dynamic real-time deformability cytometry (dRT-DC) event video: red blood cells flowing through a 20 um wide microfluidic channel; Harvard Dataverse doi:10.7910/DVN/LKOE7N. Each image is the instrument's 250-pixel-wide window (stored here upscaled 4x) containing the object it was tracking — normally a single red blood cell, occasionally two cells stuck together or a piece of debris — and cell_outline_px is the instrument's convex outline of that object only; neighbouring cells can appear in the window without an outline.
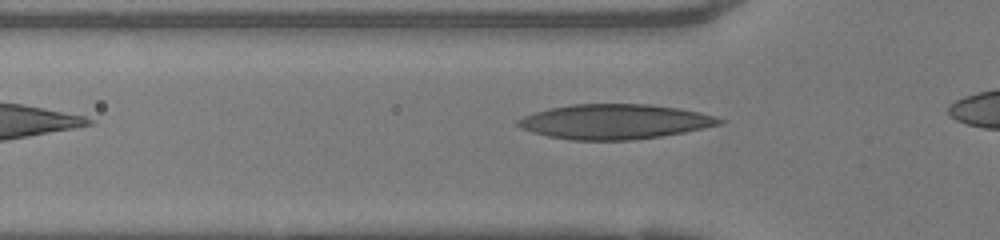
{"species": "human", "species_latin": "Homo sapiens", "temperature_condition": "warm", "stored_images_in_passage": 26, "camera_frame_rate_fps": 3000, "um_per_image_px": 0.085, "donor": {"sex": "female"}, "frame": {"image": 1, "passage_image": 2, "time_ms": 0.333, "image_size_px": [1000, 240], "cell_outline_px": [[728, 120], [724, 124], [684, 132], [660, 136], [632, 140], [572, 140], [548, 136], [532, 132], [520, 128], [516, 124], [516, 120], [524, 116], [548, 108], [572, 104], [648, 104], [676, 108], [700, 112], [716, 116]], "centroid_in_image_um": [52.27, 10.34], "position_along_channel_um": 73.5, "area_um2": 41.04}}
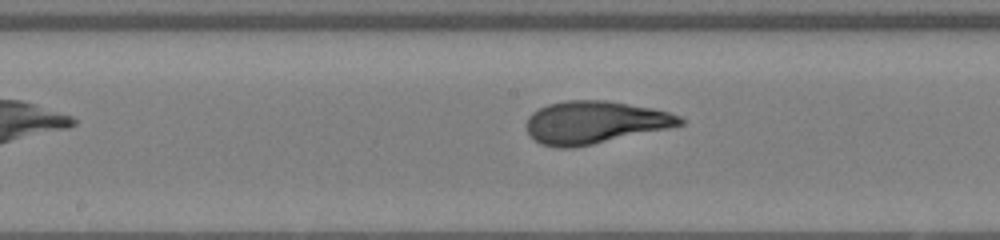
{"frame": {"image": 2, "passage_image": 11, "time_ms": 3.333, "image_size_px": [1000, 240], "cell_outline_px": [[684, 124], [668, 128], [592, 144], [572, 148], [556, 148], [540, 144], [528, 136], [528, 116], [532, 112], [548, 104], [564, 100], [604, 100], [652, 108], [668, 112], [680, 116], [684, 120]], "centroid_in_image_um": [50.52, 10.4], "position_along_channel_um": 197.7, "area_um2": 37.92}}
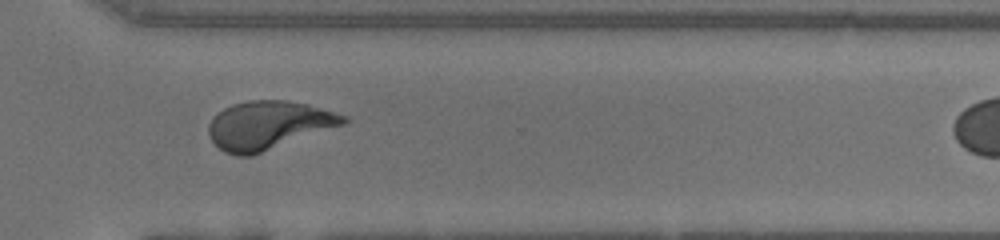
{"frame": {"image": 3, "passage_image": 22, "time_ms": 7.0, "image_size_px": [1000, 240], "cell_outline_px": [[348, 124], [252, 156], [236, 156], [224, 152], [208, 136], [208, 124], [224, 108], [232, 104], [248, 100], [284, 100], [308, 104], [348, 116]], "centroid_in_image_um": [22.87, 10.65], "position_along_channel_um": 347.7, "area_um2": 38.32}}